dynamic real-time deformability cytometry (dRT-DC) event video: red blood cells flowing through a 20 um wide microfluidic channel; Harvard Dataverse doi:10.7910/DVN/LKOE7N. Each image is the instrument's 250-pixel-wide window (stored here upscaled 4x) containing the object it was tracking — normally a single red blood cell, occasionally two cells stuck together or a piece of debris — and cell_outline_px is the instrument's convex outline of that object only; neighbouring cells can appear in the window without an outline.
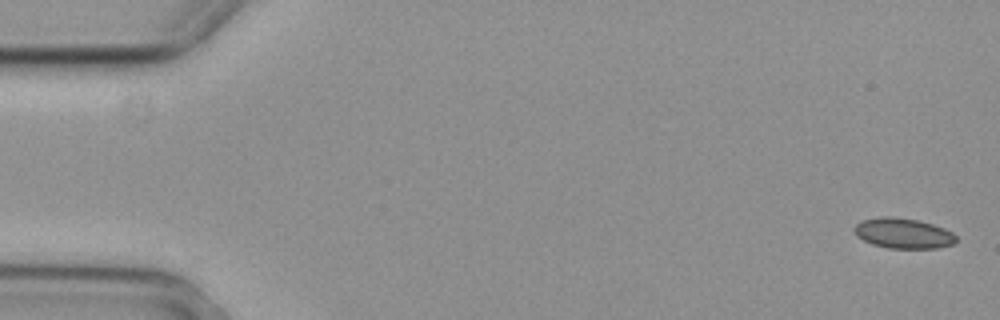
{"species": "common noctule bat (a hibernating species)", "species_latin": "Nyctalus noctula", "temperature_condition": "cold", "stored_images_in_passage": 5, "camera_frame_rate_fps": 3000, "um_per_image_px": 0.085, "animal": {"sex": "female", "body_mass_g": 29.2, "forearm_length_mm": 56.3}, "frame": {"image": 1, "passage_image": 1, "time_ms": 0.0, "image_size_px": [1000, 320], "cell_outline_px": [[956, 240], [952, 244], [936, 248], [888, 248], [872, 244], [856, 236], [852, 228], [860, 220], [880, 216], [892, 216], [920, 220], [944, 228], [952, 232], [956, 236]], "centroid_in_image_um": [76.73, 19.81], "position_along_channel_um": 8.3, "area_um2": 18.15}}
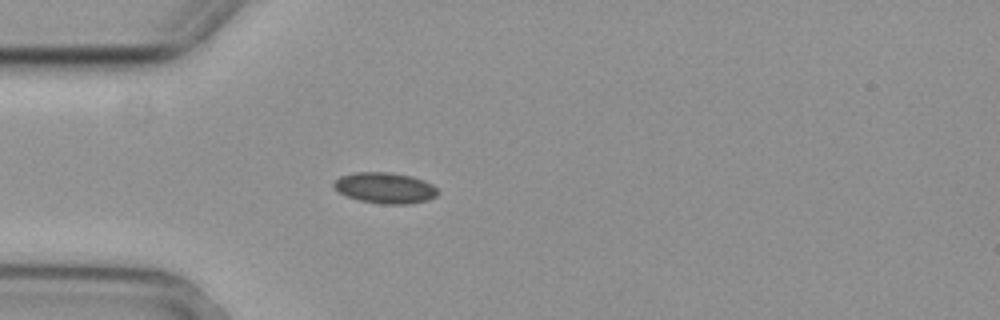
{"frame": {"image": 2, "passage_image": 5, "time_ms": 1.333, "image_size_px": [1000, 320], "cell_outline_px": [[440, 192], [436, 196], [428, 200], [408, 204], [384, 204], [360, 200], [348, 196], [332, 188], [332, 184], [340, 176], [352, 172], [392, 172], [412, 176], [424, 180], [432, 184]], "centroid_in_image_um": [32.74, 15.96], "position_along_channel_um": 52.3, "area_um2": 18.84}}